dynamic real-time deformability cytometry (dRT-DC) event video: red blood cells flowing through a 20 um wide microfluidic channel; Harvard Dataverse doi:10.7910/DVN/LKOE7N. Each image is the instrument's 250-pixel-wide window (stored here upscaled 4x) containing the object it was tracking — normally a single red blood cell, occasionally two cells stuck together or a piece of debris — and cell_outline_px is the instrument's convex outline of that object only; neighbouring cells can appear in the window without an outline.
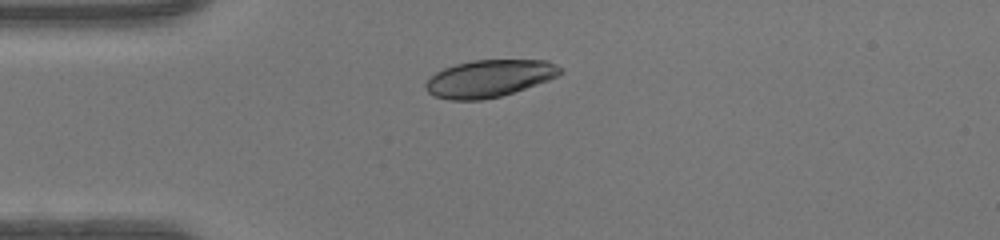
{"species": "human", "species_latin": "Homo sapiens", "temperature_condition": "warm", "stored_images_in_passage": 36, "camera_frame_rate_fps": 3000, "um_per_image_px": 0.085, "donor": {"sex": "female"}, "frame": {"image": 1, "passage_image": 1, "time_ms": 0.0, "image_size_px": [1000, 240], "cell_outline_px": [[564, 72], [548, 80], [500, 96], [480, 100], [448, 100], [436, 96], [428, 92], [424, 88], [424, 84], [436, 72], [444, 68], [456, 64], [472, 60], [548, 60], [564, 68]], "centroid_in_image_um": [41.59, 6.66], "position_along_channel_um": 43.4, "area_um2": 29.07}}
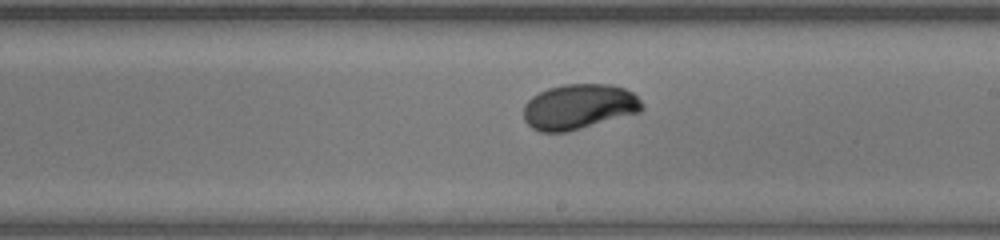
{"frame": {"image": 2, "passage_image": 16, "time_ms": 5.0, "image_size_px": [1000, 240], "cell_outline_px": [[644, 108], [640, 112], [580, 128], [564, 132], [540, 132], [532, 128], [524, 120], [524, 104], [532, 96], [548, 88], [564, 84], [612, 84], [624, 88], [632, 92], [644, 104]], "centroid_in_image_um": [49.2, 9.06], "position_along_channel_um": 239.8, "area_um2": 31.15}}
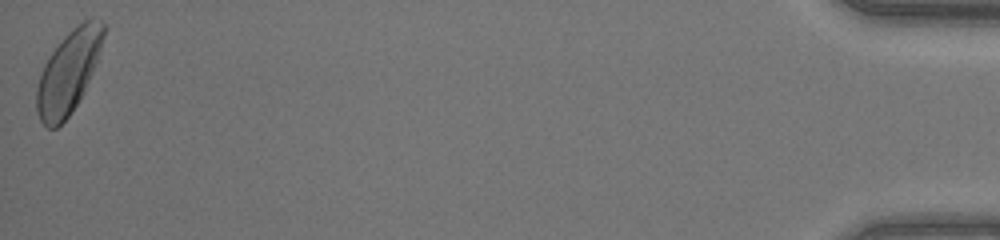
{"frame": {"image": 3, "passage_image": 36, "time_ms": 11.667, "image_size_px": [1000, 240], "cell_outline_px": [[104, 36], [92, 72], [76, 104], [68, 116], [56, 128], [48, 128], [40, 120], [36, 108], [36, 88], [44, 64], [52, 52], [64, 36], [68, 32], [84, 20], [92, 16], [100, 20], [104, 24]], "centroid_in_image_um": [5.8, 6.1], "position_along_channel_um": 429.4, "area_um2": 31.39}, "authors_computed_cell_mechanics": {"area_um2": 30.5762, "velocity_mm_per_s": 4.3796, "shape_relaxation_time_tau1_ms": 2.4611, "shape_relaxation_time_tau2_ms": null, "deformation_change_tau1": 0.1643, "deformation_change_tau2": null}}